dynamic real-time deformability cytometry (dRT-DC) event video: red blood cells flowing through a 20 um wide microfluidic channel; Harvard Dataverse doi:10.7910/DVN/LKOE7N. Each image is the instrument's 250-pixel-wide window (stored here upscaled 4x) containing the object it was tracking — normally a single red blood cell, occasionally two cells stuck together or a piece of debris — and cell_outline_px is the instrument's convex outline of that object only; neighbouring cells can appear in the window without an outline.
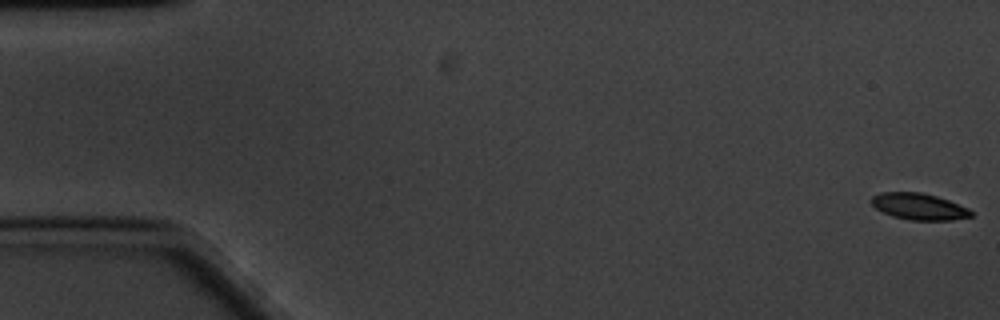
{"species": "common noctule bat (a hibernating species)", "species_latin": "Nyctalus noctula", "temperature_condition": "cold", "stored_images_in_passage": 62, "camera_frame_rate_fps": 3000, "um_per_image_px": 0.085, "animal": {"sex": "male", "body_mass_g": 20.1, "forearm_length_mm": 53.5}, "frame": {"image": 1, "passage_image": 1, "time_ms": 0.0, "image_size_px": [1000, 320], "cell_outline_px": [[972, 216], [952, 220], [908, 220], [892, 216], [876, 208], [868, 200], [872, 196], [880, 192], [920, 192], [936, 196], [948, 200], [968, 208], [972, 212]], "centroid_in_image_um": [78.07, 17.55], "position_along_channel_um": 6.9, "area_um2": 15.37}}
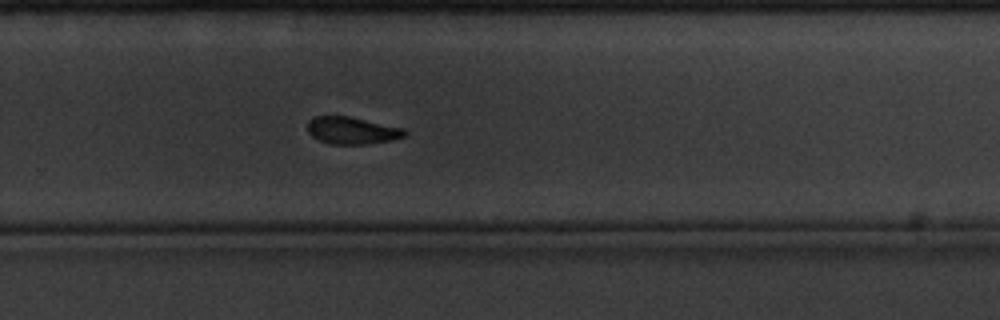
{"frame": {"image": 2, "passage_image": 40, "time_ms": 13.0, "image_size_px": [1000, 320], "cell_outline_px": [[408, 132], [404, 136], [392, 140], [364, 144], [328, 144], [312, 136], [308, 132], [308, 120], [312, 116], [348, 116], [404, 128]], "centroid_in_image_um": [29.9, 11.09], "position_along_channel_um": 299.9, "area_um2": 15.37}}
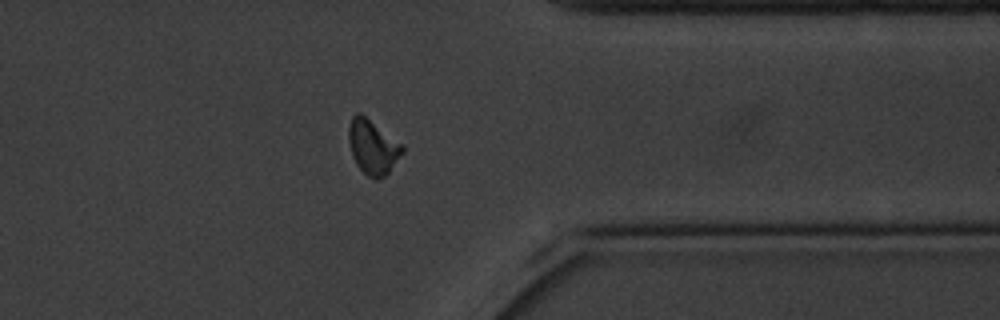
{"frame": {"image": 3, "passage_image": 48, "time_ms": 15.667, "image_size_px": [1000, 320], "cell_outline_px": [[404, 152], [388, 172], [384, 176], [376, 180], [368, 176], [356, 164], [352, 156], [348, 140], [348, 124], [352, 116], [356, 112], [360, 112], [404, 144]], "centroid_in_image_um": [31.68, 12.46], "position_along_channel_um": 379.7, "area_um2": 17.28}, "authors_computed_cell_mechanics": {"area_um2": 16.0395, "velocity_mm_per_s": 3.3153, "shape_relaxation_time_tau1_ms": 3.1735, "shape_relaxation_time_tau2_ms": null, "deformation_change_tau1": 0.0995, "deformation_change_tau2": null}}